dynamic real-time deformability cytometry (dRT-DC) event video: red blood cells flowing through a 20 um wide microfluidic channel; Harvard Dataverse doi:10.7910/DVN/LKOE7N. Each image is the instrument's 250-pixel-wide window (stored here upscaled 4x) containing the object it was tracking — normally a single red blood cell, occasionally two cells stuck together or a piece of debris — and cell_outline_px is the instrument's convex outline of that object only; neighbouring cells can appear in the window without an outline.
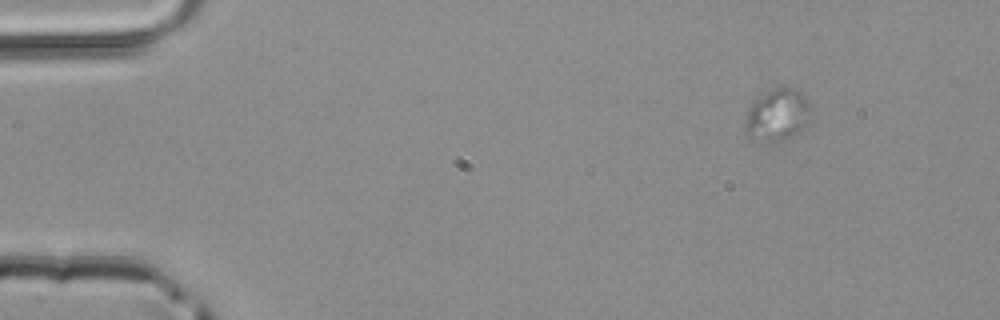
{"species": "common noctule bat (a hibernating species)", "species_latin": "Nyctalus noctula", "temperature_condition": "room temperature", "stored_images_in_passage": 46, "camera_frame_rate_fps": 3000, "um_per_image_px": 0.085, "animal": {"sex": "male", "body_mass_g": 20.4}, "frame": {"image": 1, "passage_image": 1, "time_ms": 0.0, "image_size_px": [1000, 320], "cell_outline_px": [[816, 116], [800, 132], [788, 140], [748, 140], [744, 132], [744, 124], [748, 108], [752, 100], [756, 96], [776, 88], [796, 88], [808, 100]], "centroid_in_image_um": [66.11, 9.79], "position_along_channel_um": 18.9, "area_um2": 20.92}}
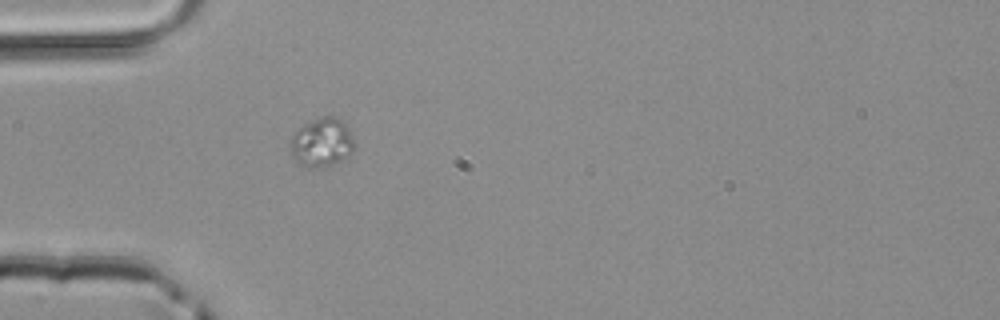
{"frame": {"image": 2, "passage_image": 11, "time_ms": 3.333, "image_size_px": [1000, 320], "cell_outline_px": [[356, 144], [352, 152], [348, 156], [332, 164], [316, 168], [296, 164], [292, 156], [292, 136], [304, 124], [312, 120], [324, 116], [332, 116], [340, 120], [348, 128]], "centroid_in_image_um": [27.37, 12.12], "position_along_channel_um": 57.6, "area_um2": 17.92}}
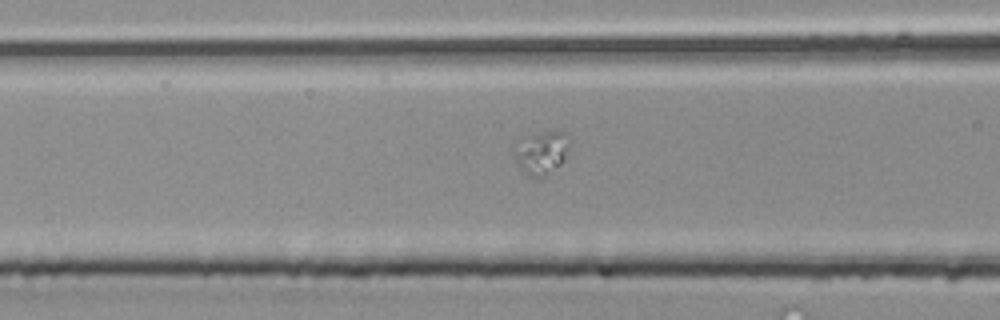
{"frame": {"image": 3, "passage_image": 16, "time_ms": 5.0, "image_size_px": [1000, 320], "cell_outline_px": [[572, 140], [568, 152], [560, 164], [544, 176], [528, 176], [520, 168], [516, 160], [516, 140], [520, 136], [544, 132], [568, 132]], "centroid_in_image_um": [46.06, 12.91], "position_along_channel_um": 120.5, "area_um2": 13.99}}